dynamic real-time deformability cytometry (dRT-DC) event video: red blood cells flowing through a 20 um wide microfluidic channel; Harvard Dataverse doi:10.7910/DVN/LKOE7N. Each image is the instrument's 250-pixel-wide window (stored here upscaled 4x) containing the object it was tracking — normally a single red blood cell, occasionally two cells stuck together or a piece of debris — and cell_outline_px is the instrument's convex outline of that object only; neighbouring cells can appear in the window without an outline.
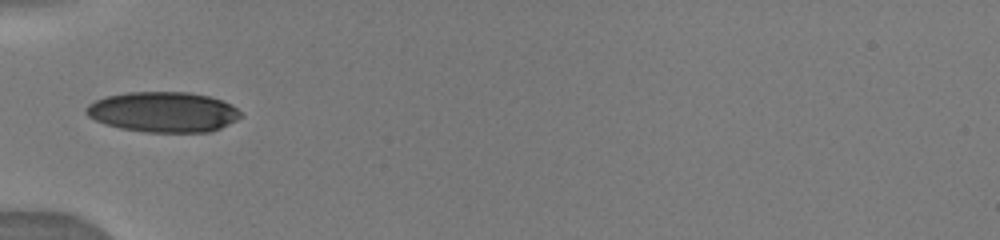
{"species": "human", "species_latin": "Homo sapiens", "temperature_condition": "warm", "stored_images_in_passage": 55, "camera_frame_rate_fps": 3000, "um_per_image_px": 0.085, "donor": {"sex": "male"}, "frame": {"image": 1, "passage_image": 1, "time_ms": 0.0, "image_size_px": [1000, 240], "cell_outline_px": [[244, 116], [220, 128], [208, 132], [144, 132], [120, 128], [104, 124], [88, 116], [84, 112], [84, 108], [88, 104], [104, 96], [128, 92], [188, 92], [208, 96], [232, 104]], "centroid_in_image_um": [13.85, 9.52], "position_along_channel_um": 71.2, "area_um2": 36.47}}
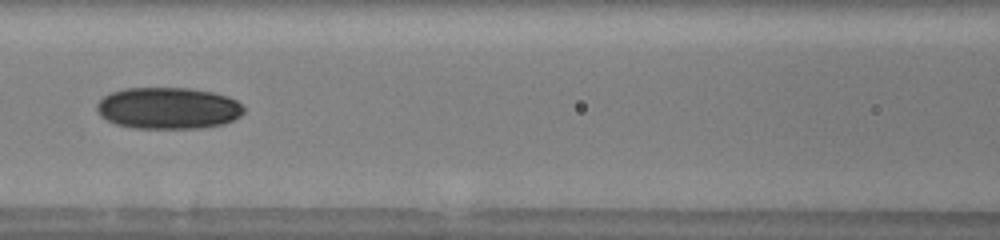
{"frame": {"image": 2, "passage_image": 14, "time_ms": 2.0, "image_size_px": [1000, 240], "cell_outline_px": [[244, 112], [240, 116], [224, 124], [204, 128], [132, 128], [116, 124], [100, 116], [96, 108], [96, 104], [104, 96], [112, 92], [124, 88], [192, 88], [212, 92], [228, 96], [236, 100], [244, 108]], "centroid_in_image_um": [14.3, 9.19], "position_along_channel_um": 152.3, "area_um2": 35.84}}
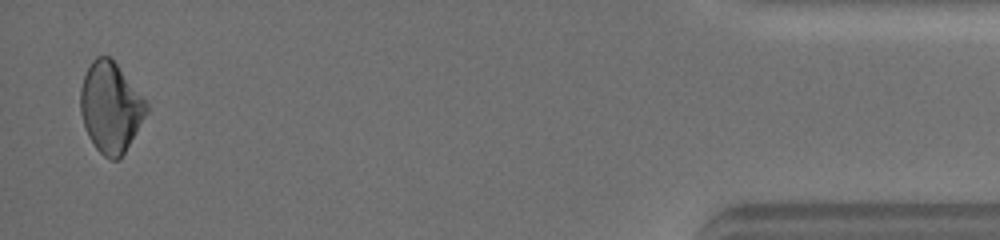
{"frame": {"image": 3, "passage_image": 53, "time_ms": 10.333, "image_size_px": [1000, 240], "cell_outline_px": [[148, 108], [144, 116], [124, 152], [116, 160], [112, 160], [104, 156], [96, 148], [88, 136], [80, 112], [80, 88], [84, 76], [92, 60], [96, 56], [108, 56], [116, 64], [148, 104]], "centroid_in_image_um": [9.36, 9.12], "position_along_channel_um": 425.8, "area_um2": 33.81}}